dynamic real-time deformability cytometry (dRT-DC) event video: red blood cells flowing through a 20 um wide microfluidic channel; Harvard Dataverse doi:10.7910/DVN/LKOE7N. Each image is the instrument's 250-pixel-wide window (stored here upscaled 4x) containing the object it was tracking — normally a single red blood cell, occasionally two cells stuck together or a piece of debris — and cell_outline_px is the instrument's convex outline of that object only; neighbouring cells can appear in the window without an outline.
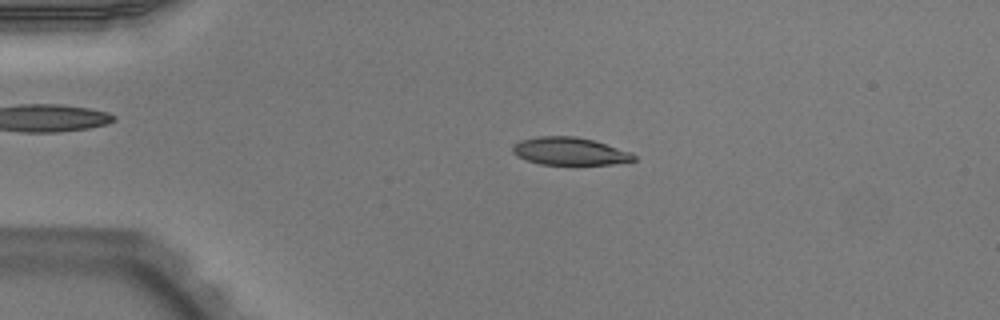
{"species": "Egyptian fruit bat (a non-hibernating species)", "species_latin": "Rousettus aegyptiacus", "temperature_condition": "warm", "stored_images_in_passage": 51, "camera_frame_rate_fps": 3000, "um_per_image_px": 0.085, "animal": {"sex": "male"}, "frame": {"image": 1, "passage_image": 11, "time_ms": 3.333, "image_size_px": [1000, 320], "cell_outline_px": [[636, 160], [612, 164], [540, 164], [516, 156], [512, 152], [512, 144], [520, 140], [536, 136], [576, 136], [592, 140], [632, 152], [636, 156]], "centroid_in_image_um": [48.4, 12.84], "position_along_channel_um": 36.6, "area_um2": 19.54}}
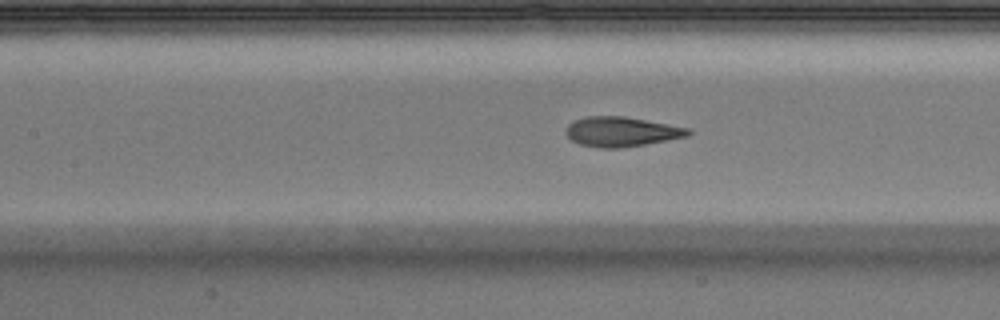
{"frame": {"image": 2, "passage_image": 23, "time_ms": 7.333, "image_size_px": [1000, 320], "cell_outline_px": [[692, 132], [688, 136], [644, 144], [620, 148], [600, 148], [580, 144], [572, 140], [568, 136], [568, 124], [576, 120], [588, 116], [624, 116], [692, 128]], "centroid_in_image_um": [52.88, 11.19], "position_along_channel_um": 154.5, "area_um2": 20.98}}
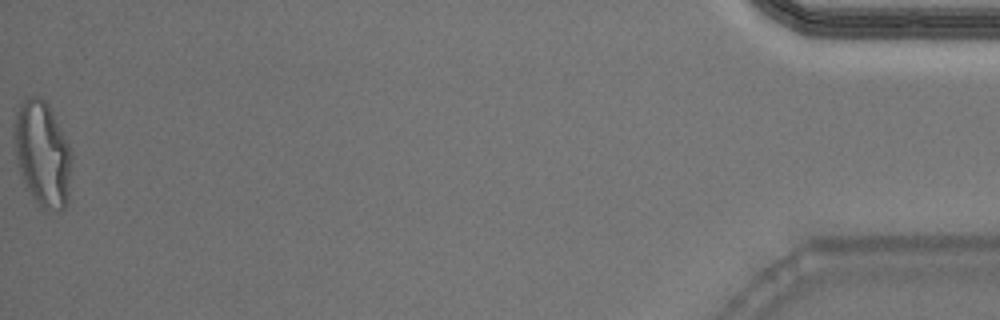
{"frame": {"image": 3, "passage_image": 51, "time_ms": 16.667, "image_size_px": [1000, 320], "cell_outline_px": [[72, 156], [68, 200], [64, 208], [60, 212], [48, 212], [40, 208], [24, 188], [16, 160], [12, 140], [12, 124], [20, 100], [28, 96], [40, 96], [48, 104], [72, 152]], "centroid_in_image_um": [3.56, 13.11], "position_along_channel_um": 431.6, "area_um2": 36.47}, "authors_computed_cell_mechanics": {"area_um2": 20.9814, "velocity_mm_per_s": 3.975, "shape_relaxation_time_tau1_ms": 4.815, "shape_relaxation_time_tau2_ms": 1.0242, "deformation_change_tau1": 0.2385, "deformation_change_tau2": 0.0887}}